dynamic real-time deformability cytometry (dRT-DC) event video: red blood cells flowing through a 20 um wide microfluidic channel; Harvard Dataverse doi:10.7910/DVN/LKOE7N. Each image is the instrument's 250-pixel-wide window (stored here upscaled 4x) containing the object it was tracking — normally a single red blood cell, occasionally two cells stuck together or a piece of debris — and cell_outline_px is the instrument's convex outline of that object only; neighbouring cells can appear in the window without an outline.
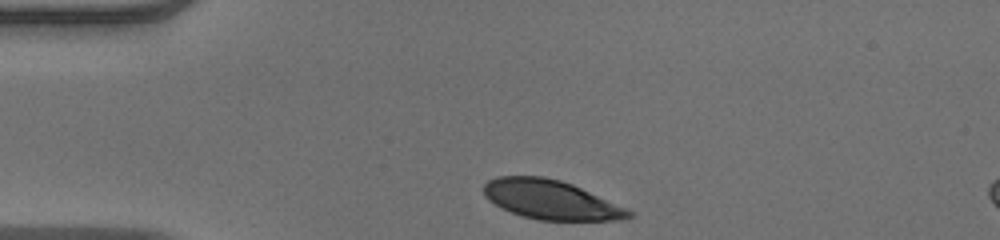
{"species": "human", "species_latin": "Homo sapiens", "temperature_condition": "warm", "stored_images_in_passage": 32, "camera_frame_rate_fps": 3000, "um_per_image_px": 0.085, "donor": {"sex": "male"}, "frame": {"image": 1, "passage_image": 1, "time_ms": 0.0, "image_size_px": [1000, 240], "cell_outline_px": [[632, 216], [620, 220], [536, 220], [500, 208], [488, 200], [484, 196], [484, 184], [488, 180], [496, 176], [544, 176], [560, 180], [572, 184], [624, 208], [632, 212]], "centroid_in_image_um": [46.74, 16.97], "position_along_channel_um": 38.3, "area_um2": 32.77}}
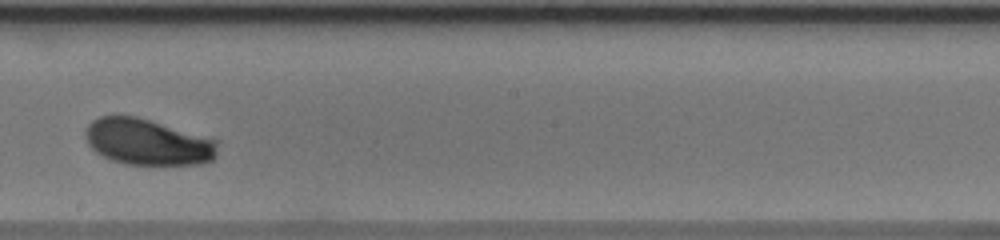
{"frame": {"image": 2, "passage_image": 19, "time_ms": 6.0, "image_size_px": [1000, 240], "cell_outline_px": [[220, 140], [216, 156], [212, 160], [200, 164], [128, 164], [112, 160], [96, 152], [88, 144], [84, 136], [84, 132], [88, 124], [92, 120], [100, 116], [136, 116]], "centroid_in_image_um": [12.57, 12.06], "position_along_channel_um": 235.6, "area_um2": 35.66}}
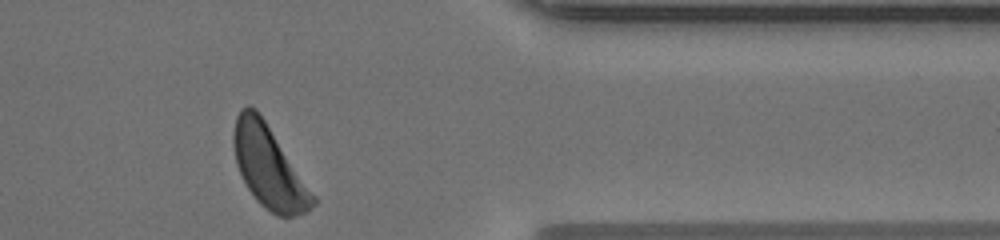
{"frame": {"image": 3, "passage_image": 32, "time_ms": 10.333, "image_size_px": [1000, 240], "cell_outline_px": [[316, 204], [308, 212], [292, 216], [276, 216], [260, 204], [256, 200], [248, 188], [236, 164], [232, 144], [232, 132], [236, 116], [240, 108], [248, 104], [256, 108], [316, 196]], "centroid_in_image_um": [22.84, 14.19], "position_along_channel_um": 388.6, "area_um2": 37.8}, "authors_computed_cell_mechanics": {"area_um2": 36.0961, "velocity_mm_per_s": 3.918, "shape_relaxation_time_tau1_ms": 2.4027, "shape_relaxation_time_tau2_ms": null, "deformation_change_tau1": 0.1357, "deformation_change_tau2": null}}